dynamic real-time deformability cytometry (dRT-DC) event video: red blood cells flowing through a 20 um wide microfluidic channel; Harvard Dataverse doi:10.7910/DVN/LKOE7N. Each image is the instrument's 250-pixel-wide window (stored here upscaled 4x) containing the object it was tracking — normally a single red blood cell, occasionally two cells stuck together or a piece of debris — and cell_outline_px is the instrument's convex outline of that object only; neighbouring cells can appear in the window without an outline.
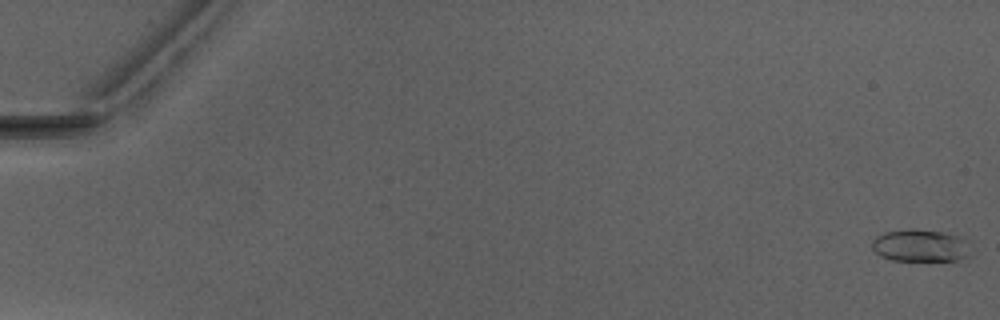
{"species": "Egyptian fruit bat (a non-hibernating species)", "species_latin": "Rousettus aegyptiacus", "temperature_condition": "warm", "stored_images_in_passage": 26, "camera_frame_rate_fps": 3000, "um_per_image_px": 0.085, "animal": {"sex": "male"}, "frame": {"image": 1, "passage_image": 1, "time_ms": 0.0, "image_size_px": [1000, 320], "cell_outline_px": [[972, 256], [956, 260], [892, 260], [880, 256], [872, 248], [872, 240], [876, 236], [884, 232], [912, 228], [940, 232], [956, 236], [964, 240], [972, 252]], "centroid_in_image_um": [78.21, 20.88], "position_along_channel_um": 6.8, "area_um2": 18.5}}
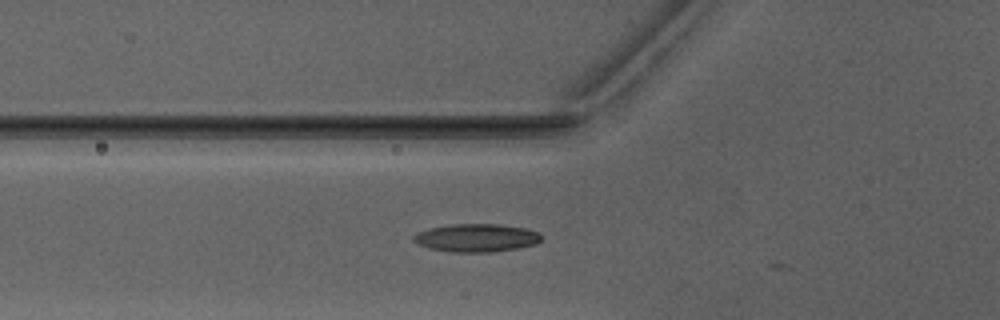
{"frame": {"image": 2, "passage_image": 20, "time_ms": 6.333, "image_size_px": [1000, 320], "cell_outline_px": [[540, 240], [536, 244], [516, 248], [492, 252], [452, 252], [428, 248], [416, 244], [412, 240], [412, 236], [428, 228], [452, 224], [500, 224], [524, 228], [540, 232]], "centroid_in_image_um": [40.46, 20.21], "position_along_channel_um": 85.3, "area_um2": 20.92}}
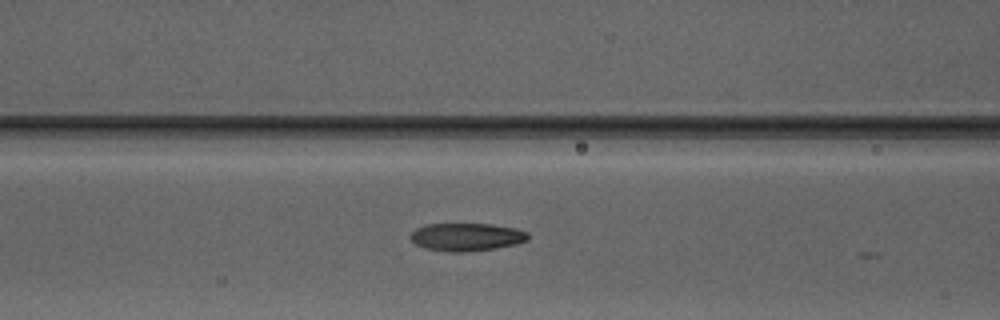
{"frame": {"image": 3, "passage_image": 23, "time_ms": 7.333, "image_size_px": [1000, 320], "cell_outline_px": [[528, 240], [516, 244], [496, 248], [464, 252], [452, 252], [424, 248], [416, 244], [408, 236], [416, 228], [424, 224], [492, 224], [516, 228], [528, 232]], "centroid_in_image_um": [39.65, 20.14], "position_along_channel_um": 127.0, "area_um2": 19.19}}